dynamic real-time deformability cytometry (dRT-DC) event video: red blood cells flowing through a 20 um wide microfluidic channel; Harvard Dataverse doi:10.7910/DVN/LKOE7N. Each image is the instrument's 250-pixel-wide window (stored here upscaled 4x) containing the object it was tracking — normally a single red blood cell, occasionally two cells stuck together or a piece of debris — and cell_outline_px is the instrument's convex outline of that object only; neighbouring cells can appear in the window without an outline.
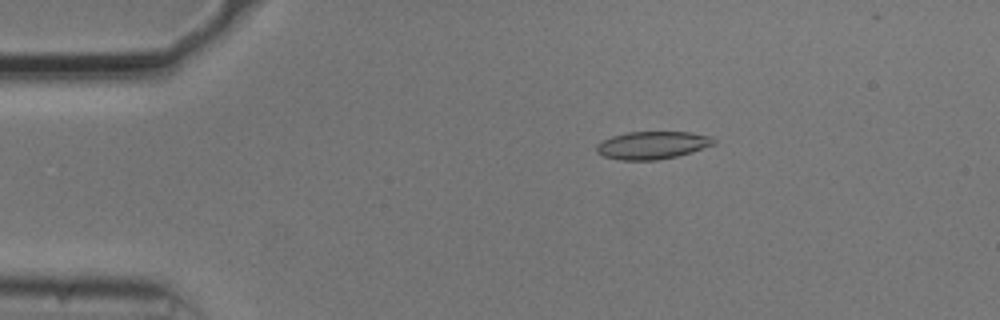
{"species": "common noctule bat (a hibernating species)", "species_latin": "Nyctalus noctula", "temperature_condition": "cold", "stored_images_in_passage": 45, "camera_frame_rate_fps": 3000, "um_per_image_px": 0.085, "animal": {"sex": "male", "body_mass_g": 20.5, "forearm_length_mm": 52.5}, "frame": {"image": 1, "passage_image": 7, "time_ms": 2.0, "image_size_px": [1000, 320], "cell_outline_px": [[716, 144], [692, 152], [676, 156], [656, 160], [620, 160], [604, 156], [596, 152], [596, 144], [612, 136], [628, 132], [692, 132], [708, 136], [716, 140]], "centroid_in_image_um": [55.45, 12.34], "position_along_channel_um": 29.5, "area_um2": 18.9}}
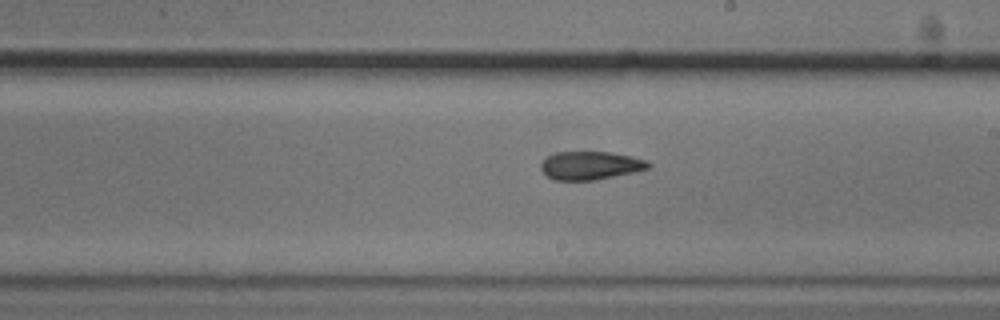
{"frame": {"image": 2, "passage_image": 28, "time_ms": 9.0, "image_size_px": [1000, 320], "cell_outline_px": [[652, 164], [648, 168], [636, 172], [596, 180], [556, 180], [548, 176], [540, 168], [540, 164], [548, 156], [556, 152], [608, 152], [632, 156], [648, 160]], "centroid_in_image_um": [50.23, 14.07], "position_along_channel_um": 238.8, "area_um2": 17.74}}
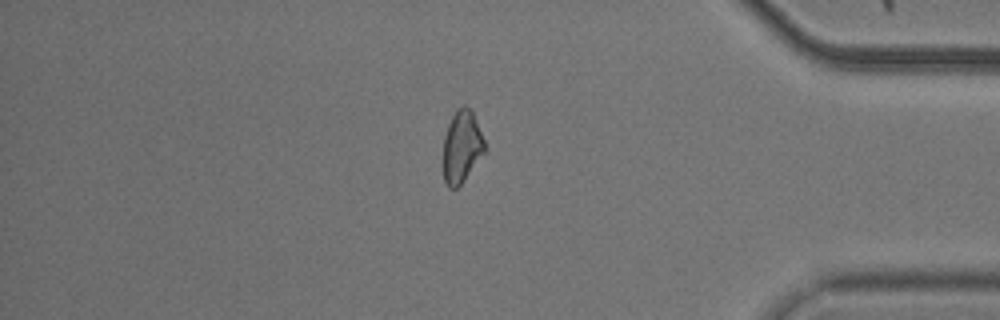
{"frame": {"image": 3, "passage_image": 43, "time_ms": 14.0, "image_size_px": [1000, 320], "cell_outline_px": [[484, 152], [464, 180], [456, 188], [448, 188], [444, 180], [440, 160], [444, 136], [448, 124], [456, 108], [464, 104], [472, 112], [484, 140]], "centroid_in_image_um": [39.17, 12.49], "position_along_channel_um": 396.0, "area_um2": 17.69}}